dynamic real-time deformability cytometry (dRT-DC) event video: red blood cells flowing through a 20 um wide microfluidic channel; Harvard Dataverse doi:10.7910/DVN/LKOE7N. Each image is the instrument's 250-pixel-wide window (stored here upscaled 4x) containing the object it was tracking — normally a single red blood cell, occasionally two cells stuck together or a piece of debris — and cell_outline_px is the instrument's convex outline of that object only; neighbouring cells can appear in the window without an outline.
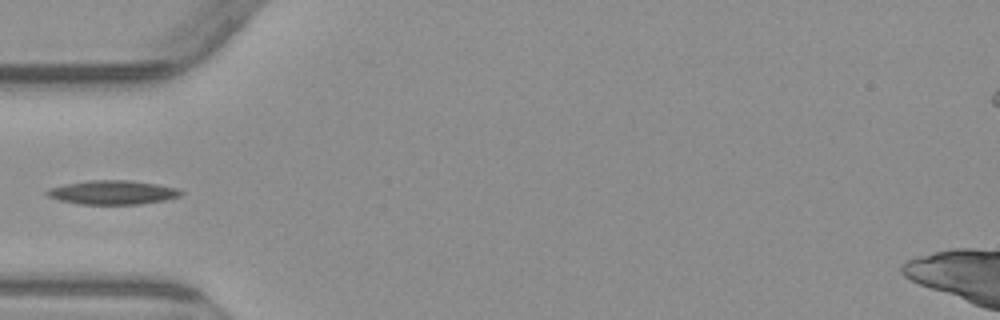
{"species": "common noctule bat (a hibernating species)", "species_latin": "Nyctalus noctula", "temperature_condition": "warm", "stored_images_in_passage": 5, "camera_frame_rate_fps": 3000, "um_per_image_px": 0.085, "animal": {"sex": "male", "body_mass_g": 23.1, "forearm_length_mm": 52.7}, "frame": {"image": 1, "passage_image": 4, "time_ms": 3.667, "image_size_px": [1000, 320], "cell_outline_px": [[184, 192], [180, 196], [164, 200], [140, 204], [80, 204], [60, 200], [48, 196], [44, 192], [48, 188], [64, 184], [88, 180], [128, 180], [156, 184], [176, 188]], "centroid_in_image_um": [9.54, 16.35], "position_along_channel_um": 75.5, "area_um2": 18.67}}
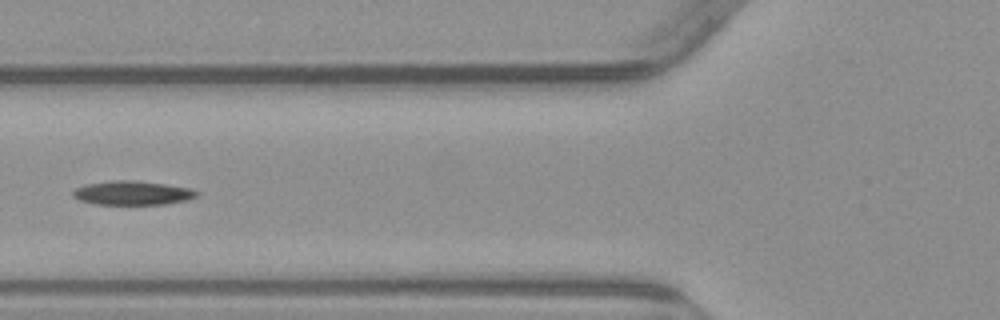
{"frame": {"image": 2, "passage_image": 5, "time_ms": 4.667, "image_size_px": [1000, 320], "cell_outline_px": [[200, 192], [196, 196], [184, 200], [164, 204], [96, 204], [80, 200], [72, 196], [72, 192], [76, 188], [88, 184], [112, 180], [136, 180], [164, 184], [188, 188]], "centroid_in_image_um": [11.23, 16.39], "position_along_channel_um": 114.6, "area_um2": 17.05}}